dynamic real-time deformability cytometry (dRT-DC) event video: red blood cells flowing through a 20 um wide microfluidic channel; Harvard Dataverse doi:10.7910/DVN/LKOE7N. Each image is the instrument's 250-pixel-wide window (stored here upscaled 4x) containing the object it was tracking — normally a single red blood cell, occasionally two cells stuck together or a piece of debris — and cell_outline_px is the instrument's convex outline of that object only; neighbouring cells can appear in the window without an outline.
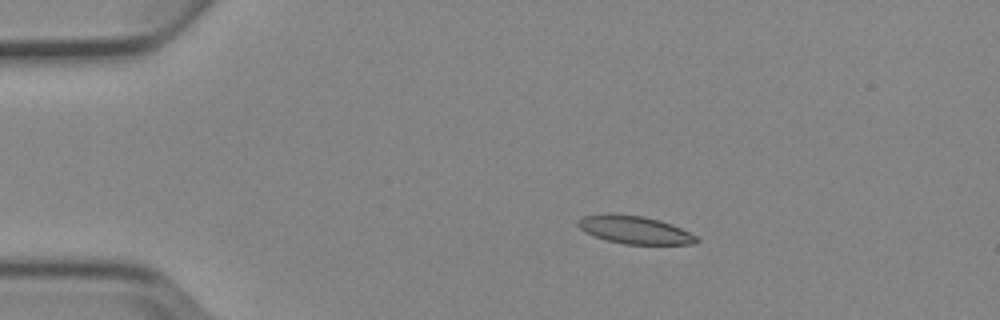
{"species": "Egyptian fruit bat (a non-hibernating species)", "species_latin": "Rousettus aegyptiacus", "temperature_condition": "cold", "stored_images_in_passage": 7, "camera_frame_rate_fps": 3000, "um_per_image_px": 0.085, "animal": {"sex": "female"}, "frame": {"image": 1, "passage_image": 3, "time_ms": 3.333, "image_size_px": [1000, 320], "cell_outline_px": [[700, 240], [696, 244], [624, 244], [608, 240], [584, 232], [576, 224], [576, 220], [584, 216], [608, 212], [612, 212], [644, 216], [660, 220], [672, 224], [696, 236]], "centroid_in_image_um": [53.91, 19.51], "position_along_channel_um": 31.1, "area_um2": 19.48}}
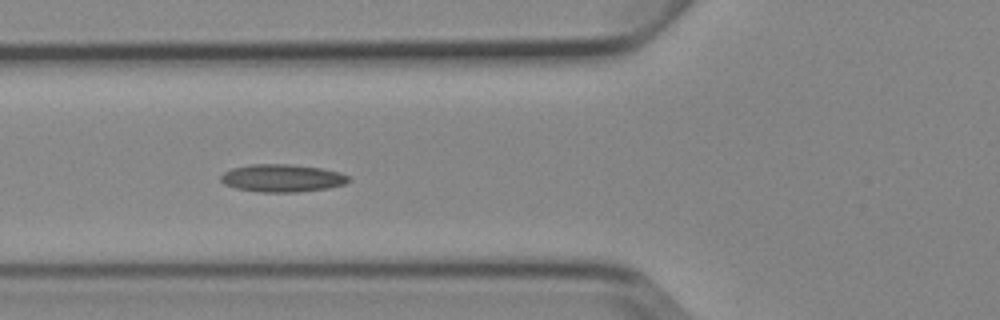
{"frame": {"image": 2, "passage_image": 6, "time_ms": 6.667, "image_size_px": [1000, 320], "cell_outline_px": [[352, 180], [344, 184], [328, 188], [296, 192], [260, 192], [236, 188], [224, 184], [220, 180], [220, 176], [224, 172], [232, 168], [252, 164], [288, 164], [320, 168], [340, 172], [348, 176]], "centroid_in_image_um": [23.98, 15.14], "position_along_channel_um": 101.8, "area_um2": 20.58}}
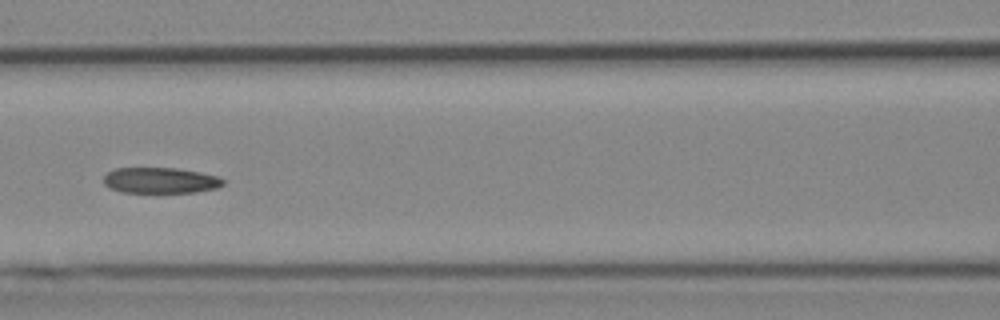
{"frame": {"image": 3, "passage_image": 7, "time_ms": 8.0, "image_size_px": [1000, 320], "cell_outline_px": [[224, 184], [216, 188], [196, 192], [124, 192], [108, 188], [104, 184], [104, 176], [108, 172], [116, 168], [176, 168], [200, 172], [216, 176], [224, 180]], "centroid_in_image_um": [13.62, 15.33], "position_along_channel_um": 153.0, "area_um2": 17.86}}